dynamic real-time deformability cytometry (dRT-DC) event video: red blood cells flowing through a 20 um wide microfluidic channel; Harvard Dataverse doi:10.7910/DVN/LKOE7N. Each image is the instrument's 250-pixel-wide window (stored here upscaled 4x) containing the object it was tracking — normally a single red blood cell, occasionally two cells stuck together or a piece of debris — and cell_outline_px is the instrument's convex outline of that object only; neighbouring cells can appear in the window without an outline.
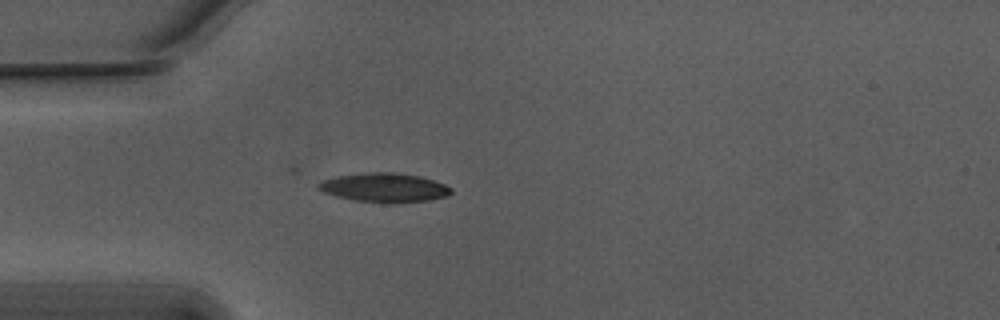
{"species": "Egyptian fruit bat (a non-hibernating species)", "species_latin": "Rousettus aegyptiacus", "temperature_condition": "warm", "stored_images_in_passage": 18, "camera_frame_rate_fps": 3000, "um_per_image_px": 0.085, "animal": {"sex": "male"}, "frame": {"image": 1, "passage_image": 15, "time_ms": 4.667, "image_size_px": [1000, 320], "cell_outline_px": [[452, 192], [448, 196], [428, 200], [392, 204], [356, 200], [336, 196], [324, 192], [316, 188], [316, 184], [324, 180], [336, 176], [368, 172], [392, 172], [420, 176], [444, 184], [452, 188]], "centroid_in_image_um": [32.67, 15.95], "position_along_channel_um": 52.3, "area_um2": 22.54}}